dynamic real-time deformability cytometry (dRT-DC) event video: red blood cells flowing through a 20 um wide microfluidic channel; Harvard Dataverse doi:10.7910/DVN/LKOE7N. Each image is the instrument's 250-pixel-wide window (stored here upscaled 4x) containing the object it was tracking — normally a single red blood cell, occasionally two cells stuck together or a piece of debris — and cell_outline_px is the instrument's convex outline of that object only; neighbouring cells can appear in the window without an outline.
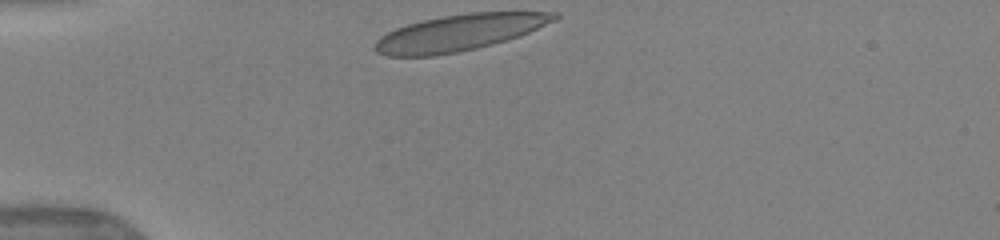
{"species": "human", "species_latin": "Homo sapiens", "temperature_condition": "warm", "stored_images_in_passage": 25, "camera_frame_rate_fps": 3000, "um_per_image_px": 0.085, "donor": {"sex": "female"}, "frame": {"image": 1, "passage_image": 1, "time_ms": 0.0, "image_size_px": [1000, 240], "cell_outline_px": [[560, 16], [556, 20], [520, 36], [492, 44], [476, 48], [436, 56], [388, 56], [376, 52], [372, 48], [376, 40], [380, 36], [396, 28], [408, 24], [424, 20], [444, 16], [468, 12], [560, 12]], "centroid_in_image_um": [39.04, 2.77], "position_along_channel_um": 46.0, "area_um2": 37.92}}
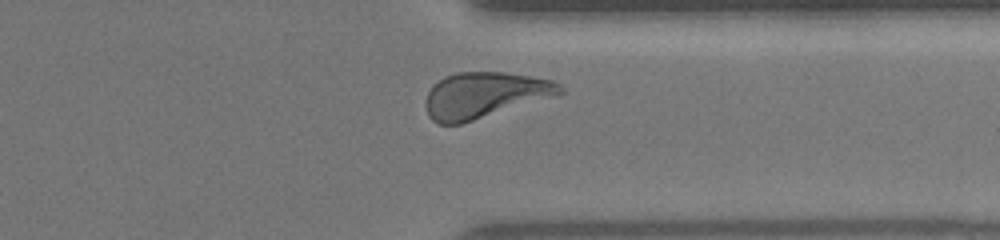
{"frame": {"image": 2, "passage_image": 22, "time_ms": 9.0, "image_size_px": [1000, 240], "cell_outline_px": [[564, 92], [556, 96], [460, 124], [436, 124], [428, 116], [428, 92], [432, 84], [444, 76], [456, 72], [504, 72], [552, 80], [560, 84], [564, 88]], "centroid_in_image_um": [41.2, 8.08], "position_along_channel_um": 370.2, "area_um2": 35.72}, "authors_computed_cell_mechanics": {"area_um2": 36.4718, "velocity_mm_per_s": 3.921, "shape_relaxation_time_tau1_ms": 4.8584, "shape_relaxation_time_tau2_ms": null, "deformation_change_tau1": 0.2075, "deformation_change_tau2": null}}